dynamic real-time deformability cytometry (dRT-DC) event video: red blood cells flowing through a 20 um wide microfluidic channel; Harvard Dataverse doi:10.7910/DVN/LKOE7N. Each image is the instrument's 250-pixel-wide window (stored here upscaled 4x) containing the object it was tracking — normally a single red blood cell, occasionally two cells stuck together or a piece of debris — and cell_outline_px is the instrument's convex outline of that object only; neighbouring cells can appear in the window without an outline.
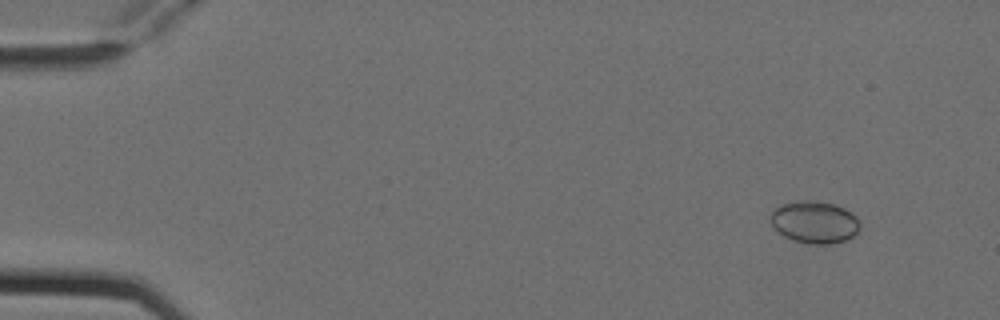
{"species": "Egyptian fruit bat (a non-hibernating species)", "species_latin": "Rousettus aegyptiacus", "temperature_condition": "cold", "stored_images_in_passage": 4, "camera_frame_rate_fps": 3000, "um_per_image_px": 0.085, "animal": {"sex": "female"}, "frame": {"image": 1, "passage_image": 1, "time_ms": 0.0, "image_size_px": [1000, 320], "cell_outline_px": [[860, 232], [848, 240], [828, 244], [812, 244], [792, 240], [784, 236], [772, 224], [768, 216], [772, 208], [796, 200], [808, 200], [836, 204], [852, 212], [856, 216], [860, 224]], "centroid_in_image_um": [69.25, 18.87], "position_along_channel_um": 15.8, "area_um2": 22.37}}